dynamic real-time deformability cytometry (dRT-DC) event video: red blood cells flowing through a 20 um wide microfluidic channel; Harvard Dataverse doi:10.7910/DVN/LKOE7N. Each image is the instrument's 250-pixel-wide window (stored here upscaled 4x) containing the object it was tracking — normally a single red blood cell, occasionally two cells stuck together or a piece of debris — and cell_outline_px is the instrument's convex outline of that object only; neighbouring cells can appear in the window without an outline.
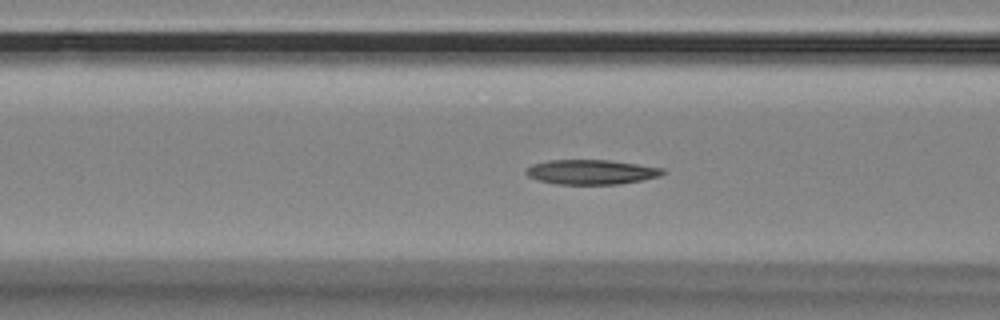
{"species": "Egyptian fruit bat (a non-hibernating species)", "species_latin": "Rousettus aegyptiacus", "temperature_condition": "room temperature", "stored_images_in_passage": 54, "camera_frame_rate_fps": 3000, "um_per_image_px": 0.085, "animal": {"sex": "female"}, "frame": {"image": 1, "passage_image": 18, "time_ms": 5.667, "image_size_px": [1000, 320], "cell_outline_px": [[668, 172], [660, 176], [620, 184], [556, 184], [536, 180], [528, 176], [524, 172], [524, 168], [532, 164], [548, 160], [608, 160], [664, 168]], "centroid_in_image_um": [50.22, 14.62], "position_along_channel_um": 116.4, "area_um2": 19.83}}
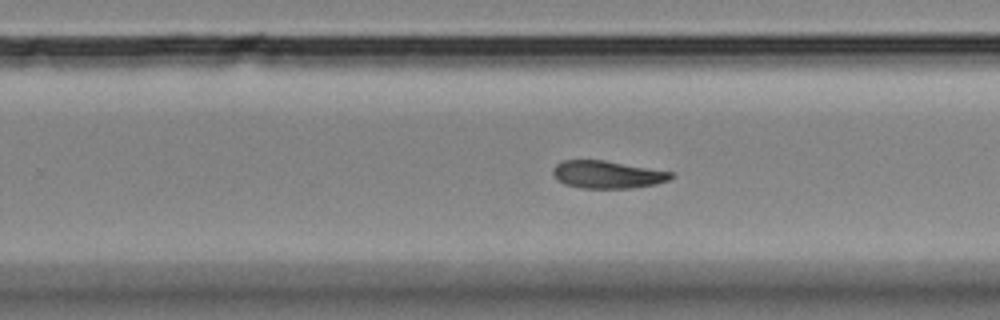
{"frame": {"image": 2, "passage_image": 32, "time_ms": 10.333, "image_size_px": [1000, 320], "cell_outline_px": [[676, 176], [668, 180], [656, 184], [632, 188], [580, 188], [564, 184], [556, 180], [552, 172], [552, 168], [556, 164], [564, 160], [604, 160], [676, 172]], "centroid_in_image_um": [51.65, 14.83], "position_along_channel_um": 278.1, "area_um2": 19.31}}
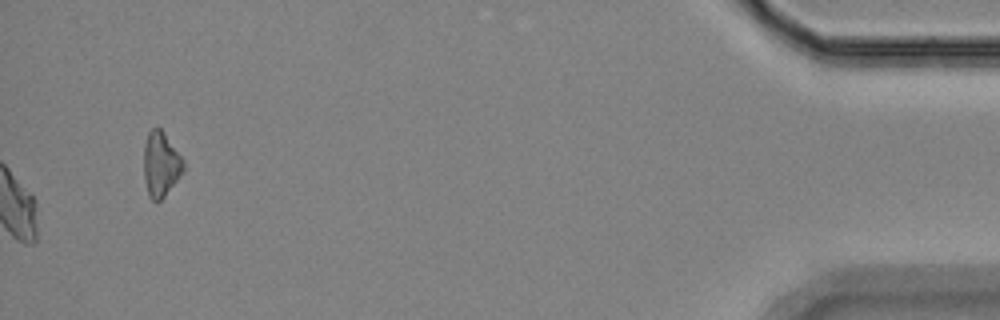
{"frame": {"image": 3, "passage_image": 54, "time_ms": 17.667, "image_size_px": [1000, 320], "cell_outline_px": [[184, 172], [164, 196], [156, 204], [148, 196], [144, 180], [144, 144], [148, 132], [152, 128], [160, 128], [164, 132], [184, 160]], "centroid_in_image_um": [13.66, 13.98], "position_along_channel_um": 421.5, "area_um2": 15.14}}